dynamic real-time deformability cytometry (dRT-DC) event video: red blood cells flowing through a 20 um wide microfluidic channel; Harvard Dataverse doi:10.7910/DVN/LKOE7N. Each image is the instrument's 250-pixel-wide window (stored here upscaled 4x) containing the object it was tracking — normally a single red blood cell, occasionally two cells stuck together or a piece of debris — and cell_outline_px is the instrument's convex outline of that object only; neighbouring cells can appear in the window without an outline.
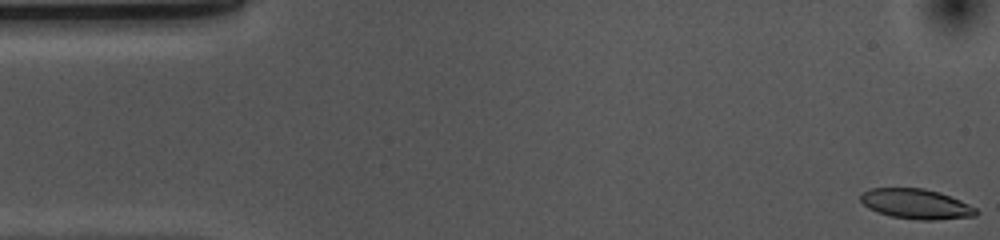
{"species": "common noctule bat (a hibernating species)", "species_latin": "Nyctalus noctula", "temperature_condition": "cold", "stored_images_in_passage": 45, "camera_frame_rate_fps": 3000, "um_per_image_px": 0.085, "animal": {"sex": "female", "body_mass_g": 10.0, "forearm_length_mm": 53.1}, "frame": {"image": 1, "passage_image": 1, "time_ms": 0.0, "image_size_px": [1000, 240], "cell_outline_px": [[980, 212], [976, 216], [936, 220], [916, 220], [892, 216], [876, 212], [868, 208], [860, 200], [860, 196], [864, 192], [872, 188], [924, 188], [940, 192], [960, 200], [976, 208]], "centroid_in_image_um": [77.89, 17.34], "position_along_channel_um": 7.1, "area_um2": 20.29}}
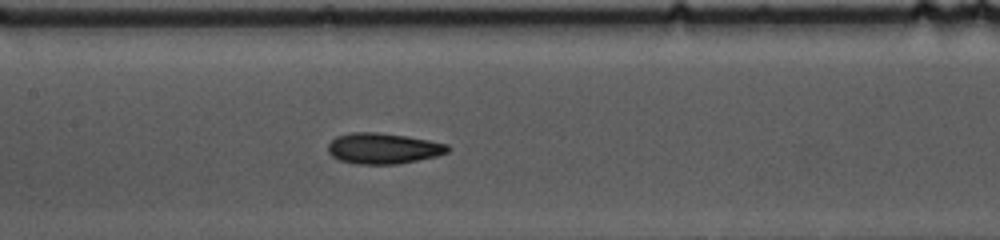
{"frame": {"image": 2, "passage_image": 24, "time_ms": 7.667, "image_size_px": [1000, 240], "cell_outline_px": [[452, 148], [448, 152], [436, 156], [396, 164], [356, 164], [340, 160], [332, 156], [328, 152], [328, 144], [336, 136], [352, 132], [376, 132], [408, 136], [448, 144]], "centroid_in_image_um": [32.57, 12.61], "position_along_channel_um": 174.8, "area_um2": 21.5}}
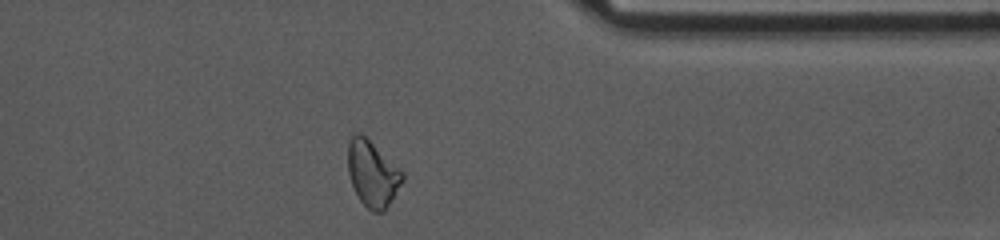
{"frame": {"image": 3, "passage_image": 42, "time_ms": 13.667, "image_size_px": [1000, 240], "cell_outline_px": [[404, 180], [384, 212], [372, 212], [360, 200], [352, 184], [348, 172], [348, 144], [352, 136], [356, 132], [360, 132], [404, 172]], "centroid_in_image_um": [31.67, 14.77], "position_along_channel_um": 379.7, "area_um2": 20.75}, "authors_computed_cell_mechanics": {"area_um2": 20.7502, "velocity_mm_per_s": 3.6528, "shape_relaxation_time_tau1_ms": 5.2556, "shape_relaxation_time_tau2_ms": 4.0839, "deformation_change_tau1": 0.148, "deformation_change_tau2": 0.0991}}